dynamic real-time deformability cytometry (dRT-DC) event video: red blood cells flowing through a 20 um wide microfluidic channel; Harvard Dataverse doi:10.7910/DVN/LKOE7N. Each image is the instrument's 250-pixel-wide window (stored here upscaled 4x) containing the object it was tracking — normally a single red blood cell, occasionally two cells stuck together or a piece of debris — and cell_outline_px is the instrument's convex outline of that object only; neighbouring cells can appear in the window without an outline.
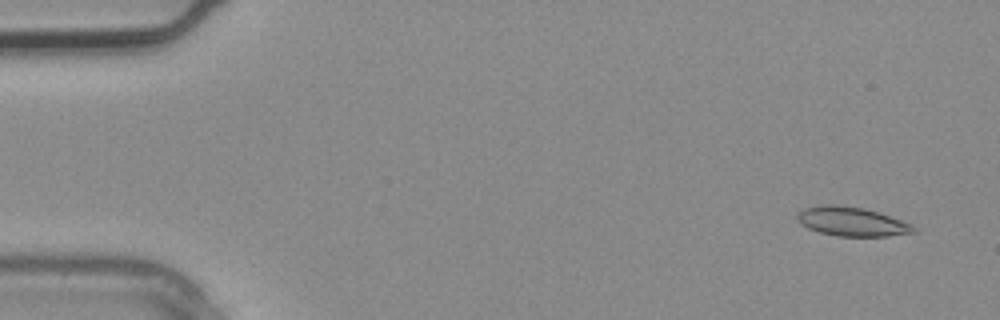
{"species": "common noctule bat (a hibernating species)", "species_latin": "Nyctalus noctula", "temperature_condition": "warm", "stored_images_in_passage": 4, "camera_frame_rate_fps": 3000, "um_per_image_px": 0.085, "animal": {"sex": "male", "body_mass_g": 20.4}, "frame": {"image": 1, "passage_image": 1, "time_ms": 0.0, "image_size_px": [1000, 320], "cell_outline_px": [[916, 232], [888, 236], [836, 236], [820, 232], [808, 228], [800, 224], [796, 216], [796, 212], [804, 208], [820, 204], [836, 204], [864, 208], [912, 224], [916, 228]], "centroid_in_image_um": [72.35, 18.82], "position_along_channel_um": 12.7, "area_um2": 19.77}}